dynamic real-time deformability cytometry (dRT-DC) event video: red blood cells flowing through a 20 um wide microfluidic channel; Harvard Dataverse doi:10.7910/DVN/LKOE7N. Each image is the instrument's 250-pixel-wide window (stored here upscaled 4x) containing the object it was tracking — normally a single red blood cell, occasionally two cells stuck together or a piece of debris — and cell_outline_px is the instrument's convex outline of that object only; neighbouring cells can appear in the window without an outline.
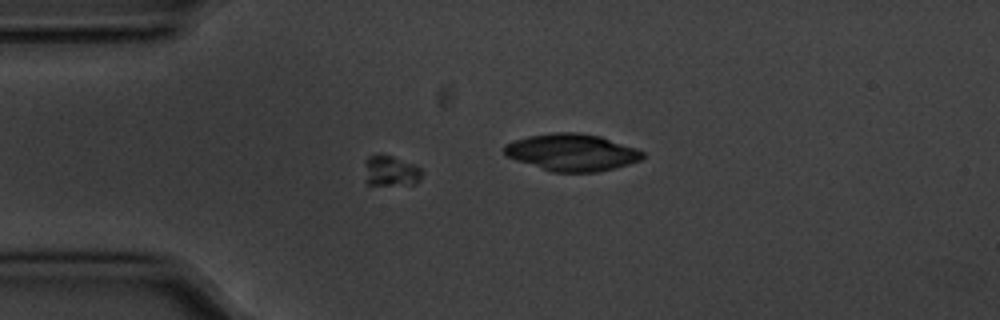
{"species": "common noctule bat (a hibernating species)", "species_latin": "Nyctalus noctula", "temperature_condition": "cold", "stored_images_in_passage": 58, "camera_frame_rate_fps": 3000, "um_per_image_px": 0.085, "animal": {"sex": "male", "body_mass_g": 20.1, "forearm_length_mm": 53.5}, "frame": {"image": 1, "passage_image": 16, "time_ms": 5.0, "image_size_px": [1000, 320], "cell_outline_px": [[424, 172], [420, 180], [412, 184], [368, 184], [364, 180], [364, 160], [368, 156], [380, 152], [416, 164]], "centroid_in_image_um": [33.18, 14.48], "position_along_channel_um": 51.8, "area_um2": 10.64}}
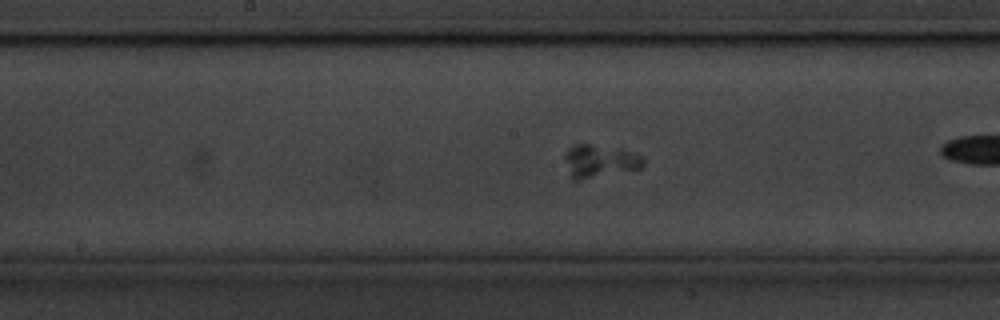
{"frame": {"image": 2, "passage_image": 29, "time_ms": 9.333, "image_size_px": [1000, 320], "cell_outline_px": [[644, 164], [640, 168], [580, 180], [572, 180], [564, 156], [568, 148], [572, 144], [592, 144], [620, 148], [632, 152], [640, 156], [644, 160]], "centroid_in_image_um": [50.95, 13.67], "position_along_channel_um": 197.3, "area_um2": 14.91}}
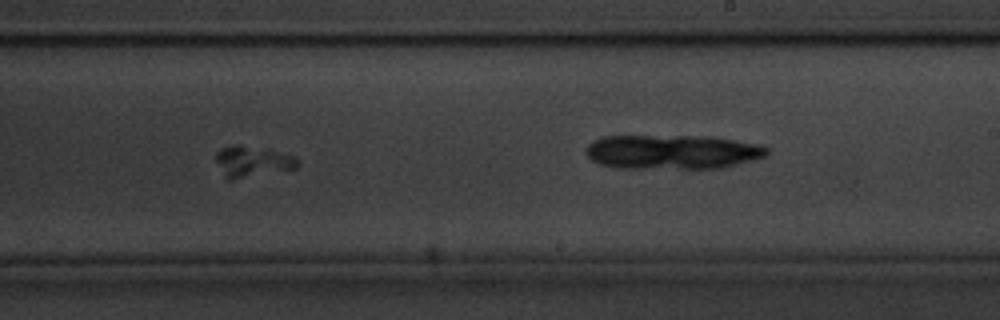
{"frame": {"image": 3, "passage_image": 35, "time_ms": 11.333, "image_size_px": [1000, 320], "cell_outline_px": [[300, 160], [296, 168], [232, 180], [228, 180], [224, 176], [216, 160], [216, 152], [232, 144], [240, 144], [292, 156]], "centroid_in_image_um": [21.41, 13.74], "position_along_channel_um": 267.6, "area_um2": 14.33}}